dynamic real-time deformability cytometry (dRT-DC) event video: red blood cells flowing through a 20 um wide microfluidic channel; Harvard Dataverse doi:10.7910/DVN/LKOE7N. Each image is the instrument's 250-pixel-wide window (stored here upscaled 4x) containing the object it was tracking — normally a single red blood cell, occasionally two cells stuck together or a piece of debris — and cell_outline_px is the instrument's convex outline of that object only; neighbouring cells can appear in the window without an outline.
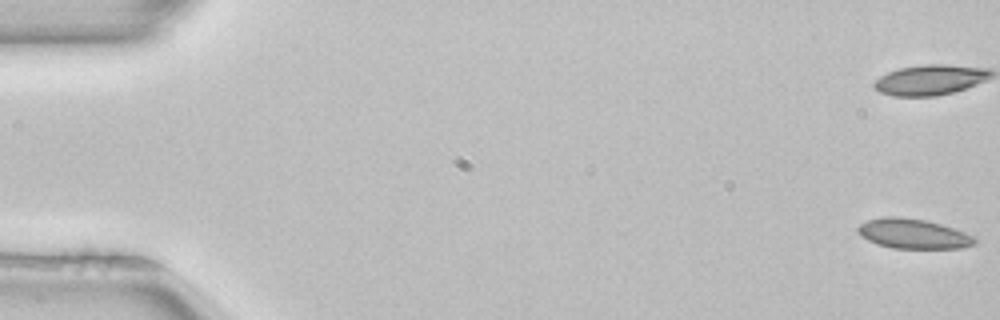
{"species": "common noctule bat (a hibernating species)", "species_latin": "Nyctalus noctula", "temperature_condition": "room temperature", "stored_images_in_passage": 52, "camera_frame_rate_fps": 3000, "um_per_image_px": 0.085, "animal": {"sex": "female", "body_mass_g": 22.7, "forearm_length_mm": 54.2}, "frame": {"image": 1, "passage_image": 1, "time_ms": 0.0, "image_size_px": [1000, 320], "cell_outline_px": [[976, 244], [960, 248], [892, 248], [876, 244], [868, 240], [856, 228], [860, 224], [868, 220], [884, 216], [896, 216], [924, 220], [940, 224], [976, 236]], "centroid_in_image_um": [77.64, 19.87], "position_along_channel_um": 7.4, "area_um2": 20.11}, "authors_computed_cell_mechanics": {"area_um2": 20.4612, "velocity_mm_per_s": 3.9689, "shape_relaxation_time_tau1_ms": 1.6026, "shape_relaxation_time_tau2_ms": 2.5384, "deformation_change_tau1": 0.1961, "deformation_change_tau2": 0.0948}}